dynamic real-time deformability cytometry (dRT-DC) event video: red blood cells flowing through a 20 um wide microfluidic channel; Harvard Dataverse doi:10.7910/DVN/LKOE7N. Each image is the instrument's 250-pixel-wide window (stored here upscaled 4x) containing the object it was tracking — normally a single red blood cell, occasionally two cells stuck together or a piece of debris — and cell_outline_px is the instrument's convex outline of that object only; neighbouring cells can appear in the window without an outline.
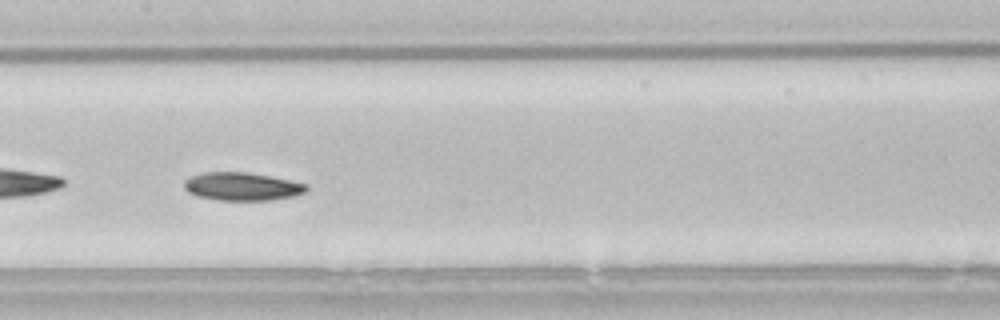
{"species": "common noctule bat (a hibernating species)", "species_latin": "Nyctalus noctula", "temperature_condition": "room temperature", "stored_images_in_passage": 39, "camera_frame_rate_fps": 3000, "um_per_image_px": 0.085, "animal": {"sex": "male", "body_mass_g": 21.5, "forearm_length_mm": 52.0}, "frame": {"image": 1, "passage_image": 12, "time_ms": 3.667, "image_size_px": [1000, 320], "cell_outline_px": [[308, 188], [304, 192], [292, 196], [268, 200], [220, 200], [196, 196], [188, 192], [184, 188], [184, 180], [192, 176], [204, 172], [248, 172], [308, 184]], "centroid_in_image_um": [20.54, 15.85], "position_along_channel_um": 186.9, "area_um2": 19.83}, "authors_computed_cell_mechanics": {"area_um2": 19.8832, "velocity_mm_per_s": 3.7886, "shape_relaxation_time_tau1_ms": null, "shape_relaxation_time_tau2_ms": 9.1224, "deformation_change_tau1": null, "deformation_change_tau2": 0.1186}}